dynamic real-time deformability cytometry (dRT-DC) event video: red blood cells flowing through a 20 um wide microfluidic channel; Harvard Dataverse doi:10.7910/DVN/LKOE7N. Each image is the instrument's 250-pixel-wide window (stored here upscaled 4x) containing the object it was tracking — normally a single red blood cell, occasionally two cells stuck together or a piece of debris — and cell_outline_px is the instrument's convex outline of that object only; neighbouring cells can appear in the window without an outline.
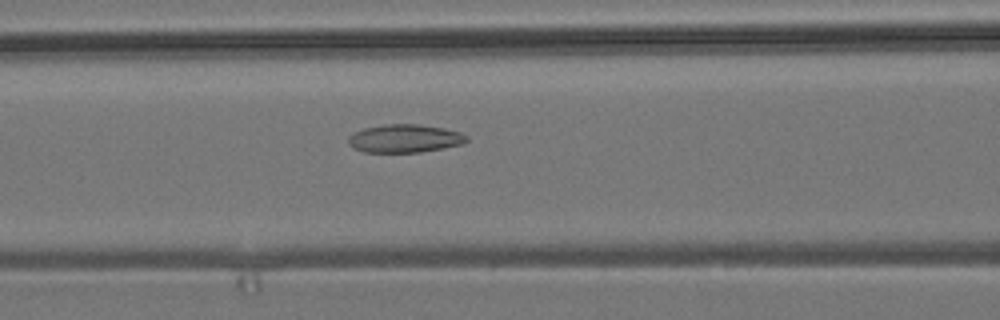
{"species": "common noctule bat (a hibernating species)", "species_latin": "Nyctalus noctula", "temperature_condition": "room temperature", "stored_images_in_passage": 53, "camera_frame_rate_fps": 3000, "um_per_image_px": 0.085, "animal": {"sex": "male", "body_mass_g": 19.2, "forearm_length_mm": 51.8}, "frame": {"image": 1, "passage_image": 22, "time_ms": 7.0, "image_size_px": [1000, 320], "cell_outline_px": [[468, 140], [464, 144], [444, 148], [420, 152], [364, 152], [352, 148], [348, 144], [348, 136], [364, 128], [388, 124], [420, 124], [444, 128], [460, 132], [468, 136]], "centroid_in_image_um": [34.42, 11.77], "position_along_channel_um": 132.2, "area_um2": 19.54}}
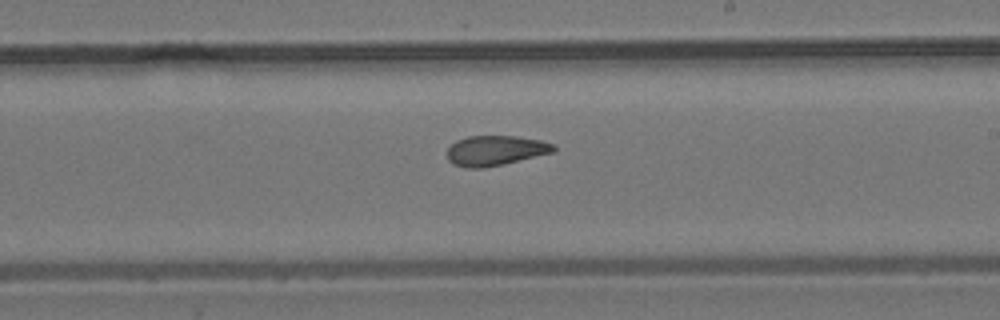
{"frame": {"image": 2, "passage_image": 31, "time_ms": 10.0, "image_size_px": [1000, 320], "cell_outline_px": [[556, 148], [552, 152], [504, 164], [484, 168], [464, 168], [452, 164], [448, 160], [448, 148], [456, 140], [468, 136], [516, 136], [540, 140], [556, 144]], "centroid_in_image_um": [42.09, 12.8], "position_along_channel_um": 246.9, "area_um2": 18.67}}
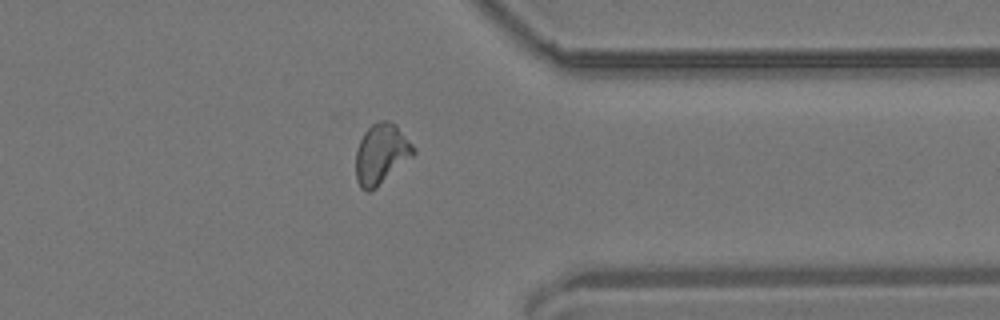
{"frame": {"image": 3, "passage_image": 42, "time_ms": 13.667, "image_size_px": [1000, 320], "cell_outline_px": [[416, 152], [412, 156], [376, 188], [368, 192], [364, 192], [360, 188], [356, 180], [356, 152], [360, 140], [364, 132], [372, 124], [380, 120], [388, 120], [396, 124], [416, 148]], "centroid_in_image_um": [32.4, 13.08], "position_along_channel_um": 379.0, "area_um2": 20.29}, "authors_computed_cell_mechanics": {"area_um2": 19.652, "velocity_mm_per_s": 3.8252, "shape_relaxation_time_tau1_ms": null, "shape_relaxation_time_tau2_ms": 4.4493, "deformation_change_tau1": null, "deformation_change_tau2": 0.1116}}